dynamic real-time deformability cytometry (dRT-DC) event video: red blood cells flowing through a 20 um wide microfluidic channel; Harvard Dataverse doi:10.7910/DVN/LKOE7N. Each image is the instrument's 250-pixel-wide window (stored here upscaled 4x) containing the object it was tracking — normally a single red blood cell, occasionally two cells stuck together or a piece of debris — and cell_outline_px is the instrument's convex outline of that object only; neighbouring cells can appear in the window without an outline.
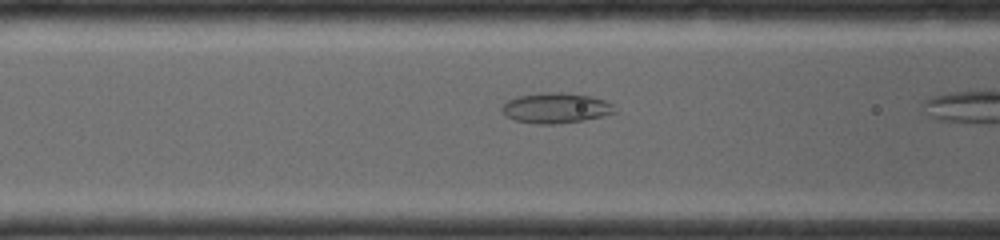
{"species": "common noctule bat (a hibernating species)", "species_latin": "Nyctalus noctula", "temperature_condition": "room temperature", "stored_images_in_passage": 6, "camera_frame_rate_fps": 4000, "um_per_image_px": 0.085, "animal": {"sex": "female", "body_mass_g": 19.0, "forearm_length_mm": 56.7}, "frame": {"image": 1, "passage_image": 5, "time_ms": 1.5, "image_size_px": [1000, 240], "cell_outline_px": [[616, 112], [600, 116], [580, 120], [556, 124], [540, 124], [516, 120], [508, 116], [500, 108], [508, 100], [516, 96], [540, 92], [560, 92], [588, 96], [604, 100], [612, 104]], "centroid_in_image_um": [47.21, 9.16], "position_along_channel_um": 119.4, "area_um2": 19.54}}